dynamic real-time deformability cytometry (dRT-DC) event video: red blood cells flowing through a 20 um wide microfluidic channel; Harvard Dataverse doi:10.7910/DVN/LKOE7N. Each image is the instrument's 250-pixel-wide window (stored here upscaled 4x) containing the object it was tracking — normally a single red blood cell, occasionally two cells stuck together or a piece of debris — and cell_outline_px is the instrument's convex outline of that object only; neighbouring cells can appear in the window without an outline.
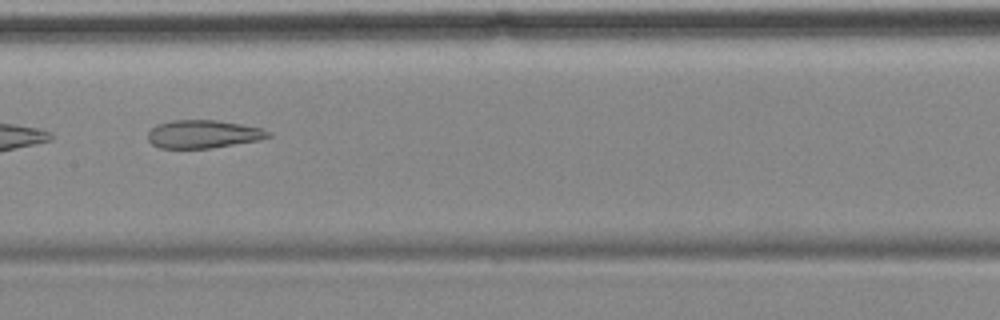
{"species": "common noctule bat (a hibernating species)", "species_latin": "Nyctalus noctula", "temperature_condition": "cold", "stored_images_in_passage": 9, "camera_frame_rate_fps": 3000, "um_per_image_px": 0.085, "animal": {"sex": "female", "body_mass_g": 18.4}, "frame": {"image": 1, "passage_image": 6, "time_ms": 6.0, "image_size_px": [1000, 320], "cell_outline_px": [[272, 136], [260, 140], [212, 148], [160, 148], [152, 144], [148, 140], [148, 132], [156, 124], [172, 120], [216, 120], [240, 124], [260, 128], [268, 132]], "centroid_in_image_um": [17.25, 11.4], "position_along_channel_um": 190.2, "area_um2": 19.65}}
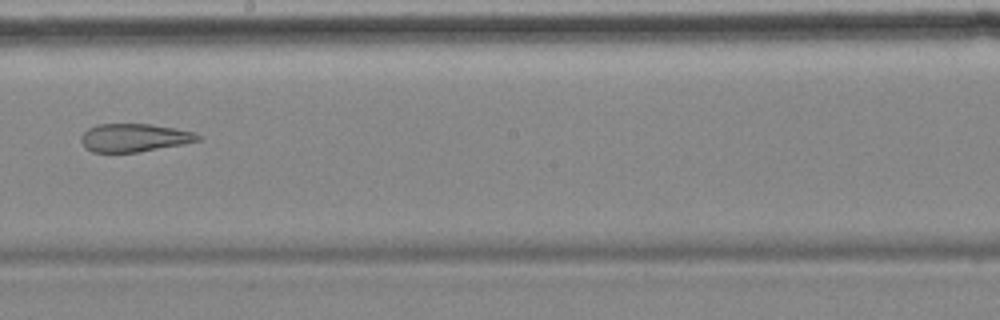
{"frame": {"image": 2, "passage_image": 7, "time_ms": 7.333, "image_size_px": [1000, 320], "cell_outline_px": [[200, 140], [180, 144], [136, 152], [92, 152], [84, 148], [80, 140], [80, 136], [88, 128], [96, 124], [152, 124], [196, 132], [200, 136]], "centroid_in_image_um": [11.35, 11.69], "position_along_channel_um": 236.8, "area_um2": 19.07}}
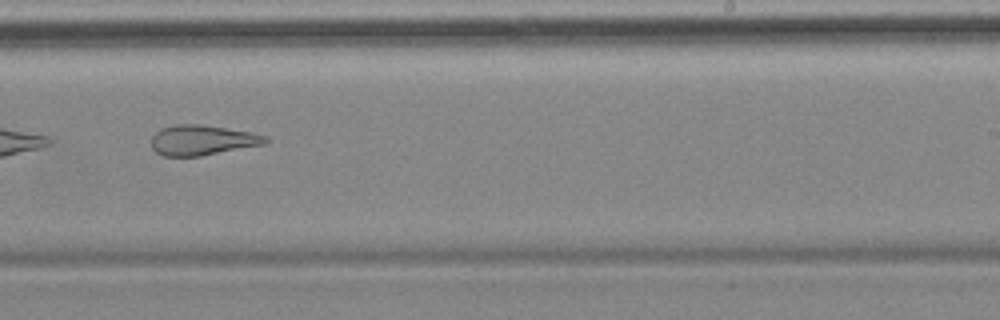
{"frame": {"image": 3, "passage_image": 8, "time_ms": 8.333, "image_size_px": [1000, 320], "cell_outline_px": [[268, 140], [264, 144], [200, 156], [164, 156], [156, 152], [152, 148], [152, 136], [160, 128], [176, 124], [200, 124], [252, 132], [268, 136]], "centroid_in_image_um": [17.18, 11.9], "position_along_channel_um": 271.8, "area_um2": 20.0}}